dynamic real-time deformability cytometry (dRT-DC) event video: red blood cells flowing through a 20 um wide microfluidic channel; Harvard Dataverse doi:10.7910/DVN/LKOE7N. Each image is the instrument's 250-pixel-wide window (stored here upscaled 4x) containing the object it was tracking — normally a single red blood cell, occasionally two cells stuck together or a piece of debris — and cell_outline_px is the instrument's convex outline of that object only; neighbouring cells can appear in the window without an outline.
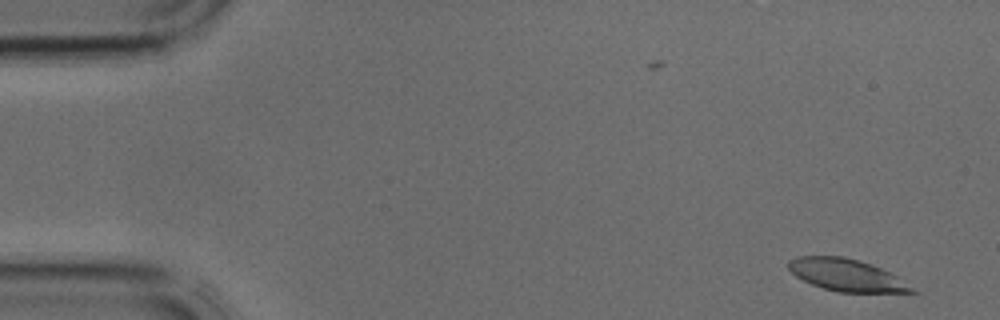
{"species": "common noctule bat (a hibernating species)", "species_latin": "Nyctalus noctula", "temperature_condition": "cold", "stored_images_in_passage": 4, "camera_frame_rate_fps": 3000, "um_per_image_px": 0.085, "animal": {"sex": "male", "body_mass_g": 17.9, "forearm_length_mm": 54.2}, "frame": {"image": 1, "passage_image": 1, "time_ms": 0.0, "image_size_px": [1000, 320], "cell_outline_px": [[920, 292], [836, 292], [812, 284], [796, 276], [788, 268], [788, 260], [796, 256], [844, 256], [880, 268], [896, 276]], "centroid_in_image_um": [71.92, 23.38], "position_along_channel_um": 13.1, "area_um2": 22.72}}